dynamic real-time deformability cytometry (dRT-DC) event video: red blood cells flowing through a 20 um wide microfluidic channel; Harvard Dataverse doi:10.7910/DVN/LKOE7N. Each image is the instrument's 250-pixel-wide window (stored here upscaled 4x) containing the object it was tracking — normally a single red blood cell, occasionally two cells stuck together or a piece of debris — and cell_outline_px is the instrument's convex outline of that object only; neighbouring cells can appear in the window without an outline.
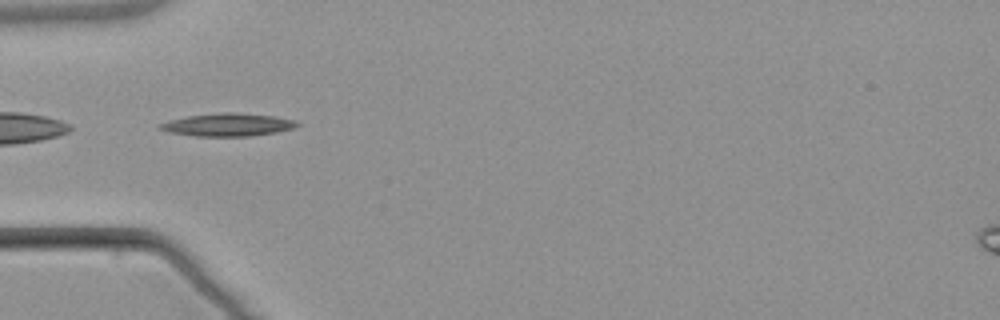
{"species": "common noctule bat (a hibernating species)", "species_latin": "Nyctalus noctula", "temperature_condition": "warm", "stored_images_in_passage": 2, "camera_frame_rate_fps": 3000, "um_per_image_px": 0.085, "animal": {"sex": "male", "body_mass_g": 21.5, "forearm_length_mm": 52.0}, "frame": {"image": 1, "passage_image": 2, "time_ms": 1.333, "image_size_px": [1000, 320], "cell_outline_px": [[300, 124], [296, 128], [276, 132], [252, 136], [196, 136], [168, 132], [156, 128], [156, 124], [168, 120], [188, 116], [220, 112], [236, 112], [276, 116], [296, 120]], "centroid_in_image_um": [19.35, 10.6], "position_along_channel_um": 65.6, "area_um2": 18.61}}